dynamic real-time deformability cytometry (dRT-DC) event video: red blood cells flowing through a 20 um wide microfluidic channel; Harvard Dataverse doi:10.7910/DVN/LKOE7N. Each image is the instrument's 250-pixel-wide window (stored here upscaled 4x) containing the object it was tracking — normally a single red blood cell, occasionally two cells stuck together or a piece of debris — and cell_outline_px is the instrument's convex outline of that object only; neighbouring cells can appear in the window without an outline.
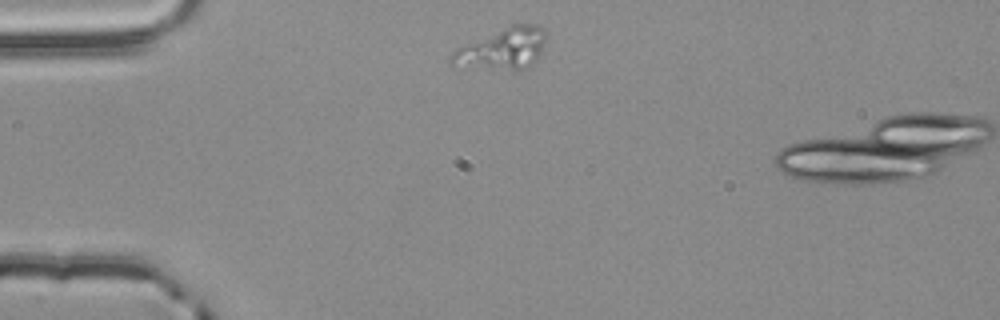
{"species": "common noctule bat (a hibernating species)", "species_latin": "Nyctalus noctula", "temperature_condition": "room temperature", "stored_images_in_passage": 2, "camera_frame_rate_fps": 3000, "um_per_image_px": 0.085, "animal": {"sex": "male", "body_mass_g": 20.4}, "frame": {"image": 1, "passage_image": 1, "time_ms": 0.0, "image_size_px": [1000, 320], "cell_outline_px": [[544, 40], [540, 52], [536, 60], [532, 64], [524, 68], [512, 72], [452, 68], [448, 64], [448, 56], [456, 48], [512, 24], [532, 24], [540, 28], [544, 32]], "centroid_in_image_um": [42.56, 4.24], "position_along_channel_um": 42.4, "area_um2": 23.47}}